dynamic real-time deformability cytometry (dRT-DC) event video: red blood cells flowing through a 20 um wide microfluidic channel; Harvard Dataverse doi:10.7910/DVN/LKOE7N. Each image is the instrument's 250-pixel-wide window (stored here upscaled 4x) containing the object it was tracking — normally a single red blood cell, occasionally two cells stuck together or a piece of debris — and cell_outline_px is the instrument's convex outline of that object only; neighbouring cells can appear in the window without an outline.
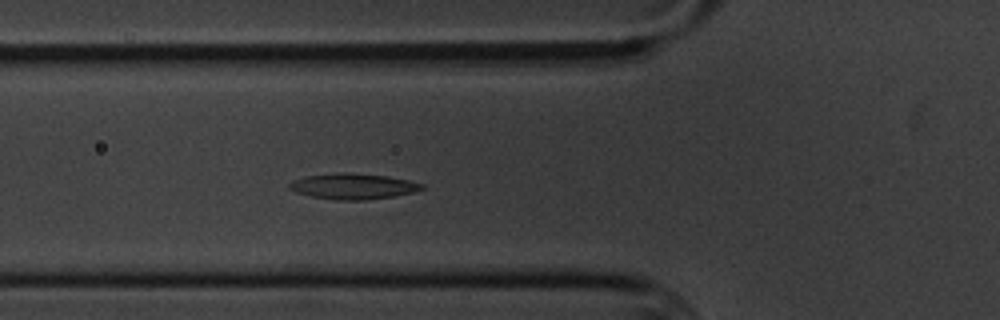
{"species": "common noctule bat (a hibernating species)", "species_latin": "Nyctalus noctula", "temperature_condition": "cold", "stored_images_in_passage": 4, "camera_frame_rate_fps": 3000, "um_per_image_px": 0.085, "animal": {"sex": "male", "body_mass_g": 20.1, "forearm_length_mm": 53.5}, "frame": {"image": 1, "passage_image": 4, "time_ms": 3.333, "image_size_px": [1000, 320], "cell_outline_px": [[424, 188], [412, 192], [396, 196], [364, 200], [336, 200], [312, 196], [296, 192], [288, 188], [288, 184], [292, 180], [308, 176], [336, 172], [348, 172], [388, 176], [408, 180], [424, 184]], "centroid_in_image_um": [30.01, 15.83], "position_along_channel_um": 95.8, "area_um2": 19.88}}